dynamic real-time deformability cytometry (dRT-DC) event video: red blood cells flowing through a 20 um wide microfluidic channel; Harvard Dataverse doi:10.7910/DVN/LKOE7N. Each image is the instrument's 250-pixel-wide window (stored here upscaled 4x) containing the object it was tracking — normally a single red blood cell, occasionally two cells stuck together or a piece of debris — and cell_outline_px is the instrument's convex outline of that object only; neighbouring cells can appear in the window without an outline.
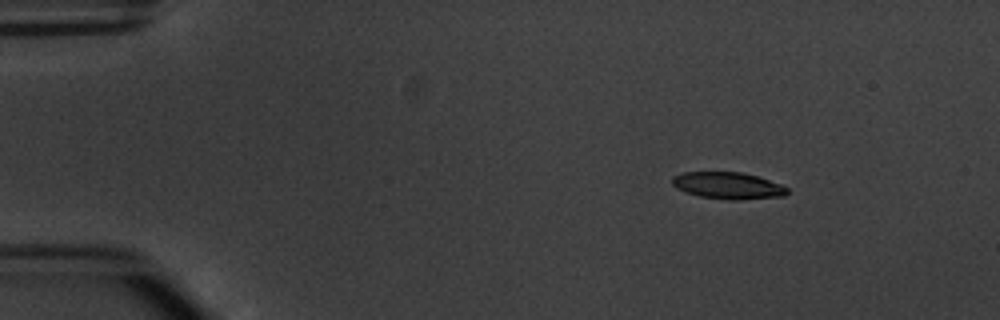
{"species": "common noctule bat (a hibernating species)", "species_latin": "Nyctalus noctula", "temperature_condition": "warm", "stored_images_in_passage": 3, "camera_frame_rate_fps": 3000, "um_per_image_px": 0.085, "animal": {"sex": "male", "body_mass_g": 20.1, "forearm_length_mm": 53.5}, "frame": {"image": 1, "passage_image": 1, "time_ms": 0.0, "image_size_px": [1000, 320], "cell_outline_px": [[788, 192], [784, 196], [740, 200], [728, 200], [700, 196], [676, 188], [672, 184], [672, 176], [684, 172], [744, 172], [780, 184], [788, 188]], "centroid_in_image_um": [61.88, 15.77], "position_along_channel_um": 23.1, "area_um2": 17.92}}